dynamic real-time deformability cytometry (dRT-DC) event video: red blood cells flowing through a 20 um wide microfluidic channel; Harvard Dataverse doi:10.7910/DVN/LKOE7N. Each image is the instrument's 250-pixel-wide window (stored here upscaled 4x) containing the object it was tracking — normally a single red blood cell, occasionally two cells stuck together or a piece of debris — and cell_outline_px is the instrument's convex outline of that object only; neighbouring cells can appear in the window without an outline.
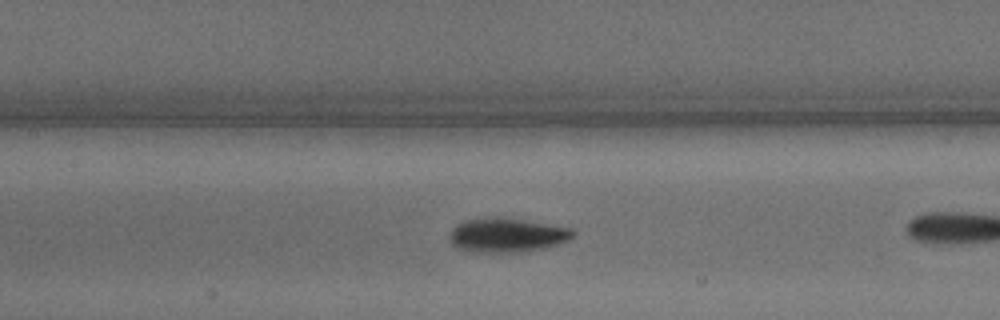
{"species": "common noctule bat (a hibernating species)", "species_latin": "Nyctalus noctula", "temperature_condition": "warm", "stored_images_in_passage": 27, "camera_frame_rate_fps": 3000, "um_per_image_px": 0.085, "animal": {"sex": "male", "body_mass_g": 15.6}, "frame": {"image": 1, "passage_image": 12, "time_ms": 3.667, "image_size_px": [1000, 320], "cell_outline_px": [[576, 232], [568, 240], [544, 248], [520, 252], [472, 252], [460, 248], [452, 244], [448, 236], [452, 228], [456, 224], [464, 220], [500, 216], [572, 228]], "centroid_in_image_um": [43.06, 19.97], "position_along_channel_um": 164.3, "area_um2": 24.62}}
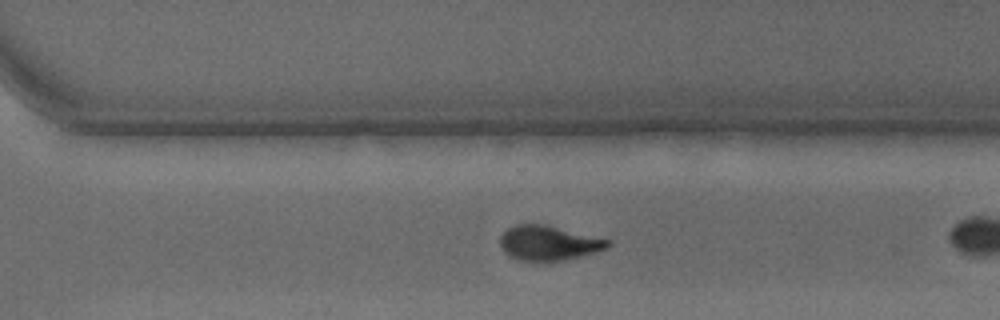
{"frame": {"image": 2, "passage_image": 23, "time_ms": 7.333, "image_size_px": [1000, 320], "cell_outline_px": [[612, 244], [608, 248], [564, 260], [516, 260], [508, 256], [504, 252], [500, 244], [500, 236], [508, 228], [516, 224], [544, 224], [612, 240]], "centroid_in_image_um": [46.63, 20.64], "position_along_channel_um": 324.0, "area_um2": 21.68}}